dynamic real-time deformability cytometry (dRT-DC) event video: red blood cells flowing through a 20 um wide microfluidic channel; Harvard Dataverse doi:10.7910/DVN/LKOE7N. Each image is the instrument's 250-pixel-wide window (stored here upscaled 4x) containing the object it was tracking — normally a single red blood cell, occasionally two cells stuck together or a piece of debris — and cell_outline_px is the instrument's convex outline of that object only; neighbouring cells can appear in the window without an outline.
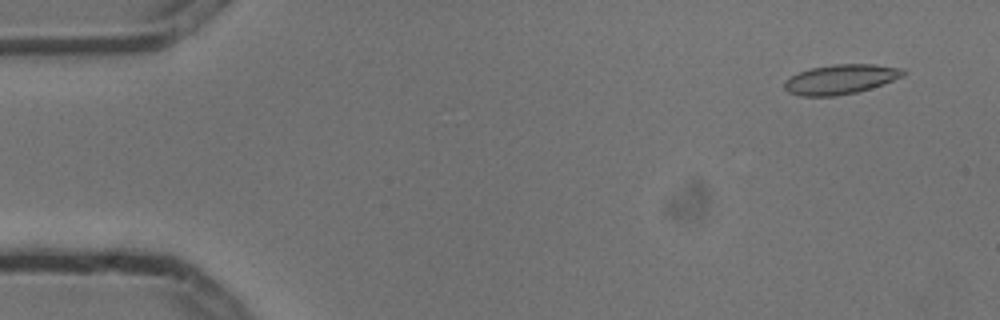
{"species": "common noctule bat (a hibernating species)", "species_latin": "Nyctalus noctula", "temperature_condition": "cold", "stored_images_in_passage": 6, "camera_frame_rate_fps": 3000, "um_per_image_px": 0.085, "animal": {"sex": "male", "body_mass_g": 13.3}, "frame": {"image": 1, "passage_image": 1, "time_ms": 0.0, "image_size_px": [1000, 320], "cell_outline_px": [[908, 72], [904, 76], [856, 92], [836, 96], [800, 96], [788, 92], [784, 88], [784, 80], [800, 72], [812, 68], [836, 64], [876, 64], [904, 68]], "centroid_in_image_um": [71.46, 6.73], "position_along_channel_um": 13.5, "area_um2": 20.4}}
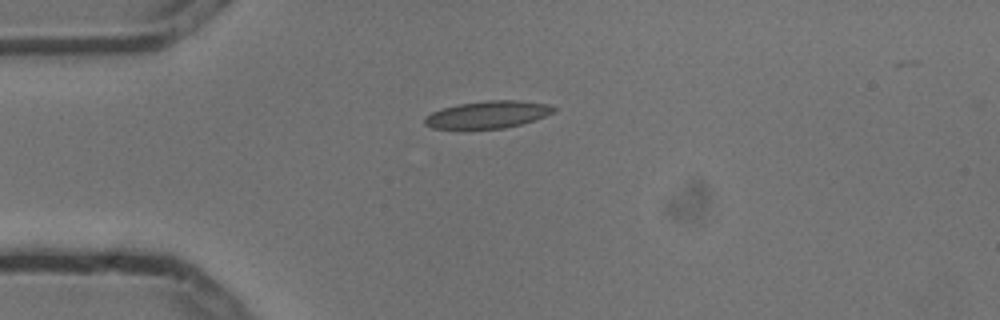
{"frame": {"image": 2, "passage_image": 4, "time_ms": 1.0, "image_size_px": [1000, 320], "cell_outline_px": [[556, 112], [520, 124], [504, 128], [464, 132], [432, 128], [424, 124], [424, 116], [432, 112], [456, 104], [484, 100], [520, 100], [552, 104], [556, 108]], "centroid_in_image_um": [41.39, 9.78], "position_along_channel_um": 43.6, "area_um2": 21.56}}
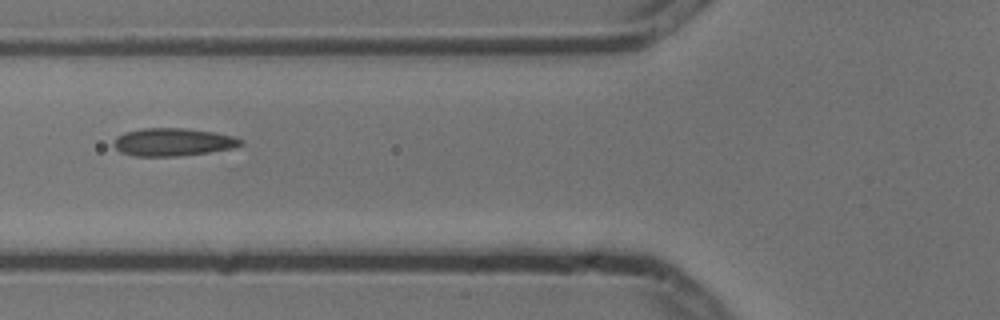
{"frame": {"image": 3, "passage_image": 6, "time_ms": 1.667, "image_size_px": [1000, 320], "cell_outline_px": [[244, 144], [232, 148], [208, 152], [176, 156], [132, 156], [120, 152], [112, 144], [116, 136], [124, 132], [144, 128], [184, 128], [212, 132], [236, 136], [244, 140]], "centroid_in_image_um": [14.69, 12.07], "position_along_channel_um": 111.1, "area_um2": 20.69}}